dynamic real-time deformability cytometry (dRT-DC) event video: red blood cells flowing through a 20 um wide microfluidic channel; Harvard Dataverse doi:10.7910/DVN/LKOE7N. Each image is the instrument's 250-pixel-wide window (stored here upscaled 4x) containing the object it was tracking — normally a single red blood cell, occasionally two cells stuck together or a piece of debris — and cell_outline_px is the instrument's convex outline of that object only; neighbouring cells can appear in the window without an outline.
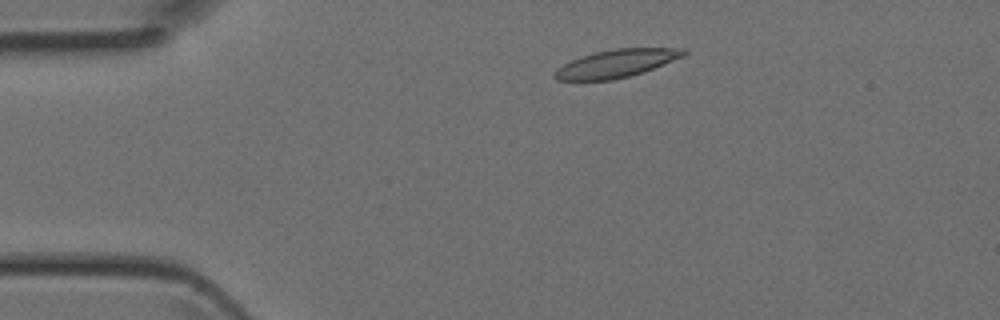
{"species": "Egyptian fruit bat (a non-hibernating species)", "species_latin": "Rousettus aegyptiacus", "temperature_condition": "room temperature", "stored_images_in_passage": 12, "camera_frame_rate_fps": 3000, "um_per_image_px": 0.085, "animal": {"sex": "female"}, "frame": {"image": 1, "passage_image": 5, "time_ms": 1.333, "image_size_px": [1000, 320], "cell_outline_px": [[688, 52], [684, 56], [644, 72], [612, 80], [556, 80], [552, 76], [556, 68], [572, 60], [596, 52], [616, 48], [688, 48]], "centroid_in_image_um": [52.42, 5.39], "position_along_channel_um": 32.6, "area_um2": 20.87}}
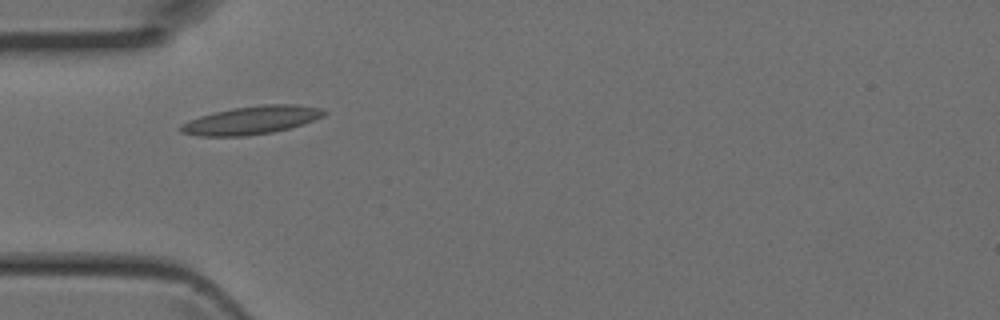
{"frame": {"image": 2, "passage_image": 10, "time_ms": 3.0, "image_size_px": [1000, 320], "cell_outline_px": [[328, 112], [324, 116], [304, 124], [272, 132], [248, 136], [200, 136], [180, 132], [180, 124], [188, 120], [200, 116], [232, 108], [260, 104], [296, 104], [320, 108]], "centroid_in_image_um": [21.39, 10.21], "position_along_channel_um": 63.6, "area_um2": 23.58}}